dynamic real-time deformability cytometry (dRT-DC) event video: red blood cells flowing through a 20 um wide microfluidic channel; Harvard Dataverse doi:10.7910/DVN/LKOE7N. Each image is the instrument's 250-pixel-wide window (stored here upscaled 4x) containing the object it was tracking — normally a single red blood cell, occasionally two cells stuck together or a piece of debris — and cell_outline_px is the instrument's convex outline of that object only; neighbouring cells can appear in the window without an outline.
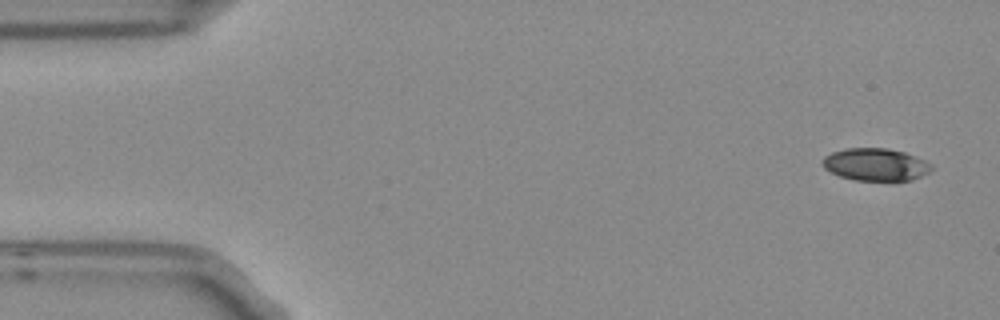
{"species": "Egyptian fruit bat (a non-hibernating species)", "species_latin": "Rousettus aegyptiacus", "temperature_condition": "room temperature", "stored_images_in_passage": 5, "segment_of_instrument_passage": [2, 2], "camera_frame_rate_fps": 3000, "um_per_image_px": 0.085, "frame": {"image": 1, "passage_image": 5, "time_ms": 1.333, "image_size_px": [1000, 320], "cell_outline_px": [[932, 168], [928, 172], [912, 180], [892, 184], [856, 180], [840, 176], [824, 168], [824, 156], [832, 152], [844, 148], [888, 148], [904, 152], [924, 160], [932, 164]], "centroid_in_image_um": [74.46, 14.03], "position_along_channel_um": 10.5, "area_um2": 21.15}}